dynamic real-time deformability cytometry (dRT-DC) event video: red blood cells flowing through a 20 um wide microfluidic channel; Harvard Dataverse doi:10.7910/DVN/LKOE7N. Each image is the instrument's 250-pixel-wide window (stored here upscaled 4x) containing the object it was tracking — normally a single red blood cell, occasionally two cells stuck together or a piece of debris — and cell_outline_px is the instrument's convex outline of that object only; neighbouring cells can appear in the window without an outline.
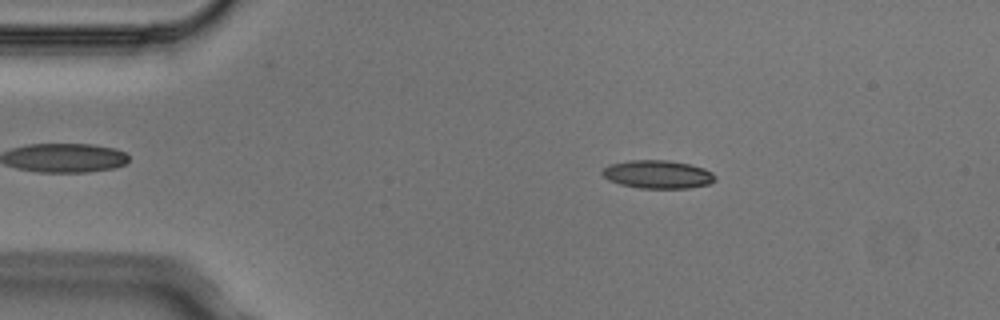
{"species": "Egyptian fruit bat (a non-hibernating species)", "species_latin": "Rousettus aegyptiacus", "temperature_condition": "cold", "stored_images_in_passage": 6, "camera_frame_rate_fps": 3000, "um_per_image_px": 0.085, "animal": {"sex": "male"}, "frame": {"image": 1, "passage_image": 2, "time_ms": 0.333, "image_size_px": [1000, 320], "cell_outline_px": [[716, 180], [708, 184], [688, 188], [640, 188], [620, 184], [608, 180], [600, 172], [608, 164], [628, 160], [668, 160], [688, 164], [704, 168], [712, 172], [716, 176]], "centroid_in_image_um": [55.89, 14.81], "position_along_channel_um": 29.1, "area_um2": 18.61}}
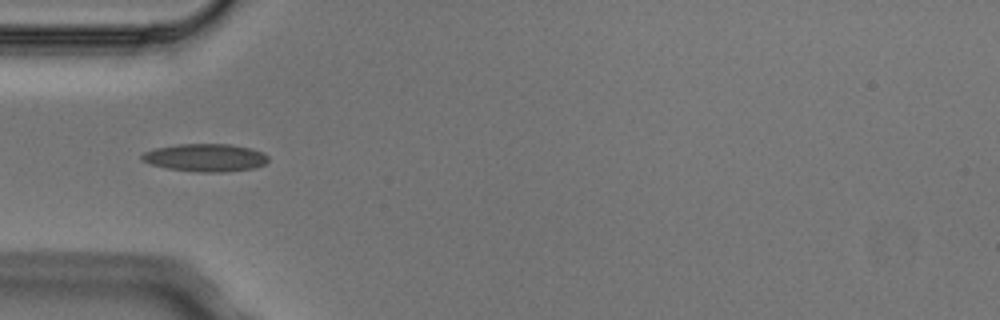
{"frame": {"image": 2, "passage_image": 4, "time_ms": 1.0, "image_size_px": [1000, 320], "cell_outline_px": [[268, 160], [264, 164], [256, 168], [220, 172], [196, 172], [164, 168], [148, 164], [140, 160], [140, 156], [144, 152], [156, 148], [176, 144], [228, 144], [252, 148], [264, 152], [268, 156]], "centroid_in_image_um": [17.43, 13.4], "position_along_channel_um": 67.6, "area_um2": 20.75}}
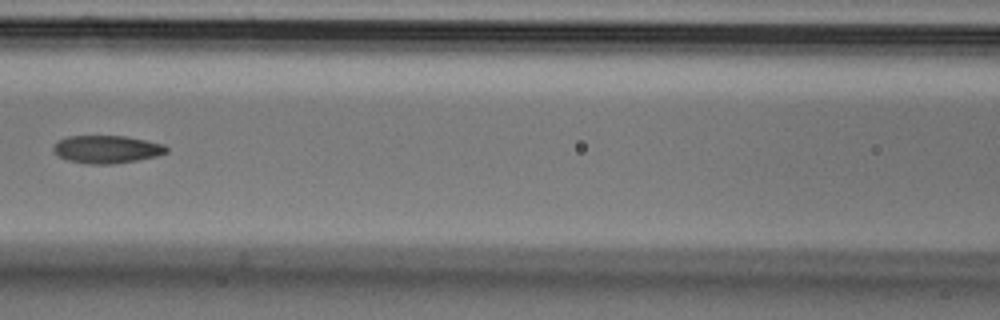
{"frame": {"image": 3, "passage_image": 6, "time_ms": 1.667, "image_size_px": [1000, 320], "cell_outline_px": [[168, 152], [156, 156], [136, 160], [112, 164], [88, 164], [68, 160], [60, 156], [52, 148], [52, 144], [56, 140], [68, 136], [124, 136], [164, 144], [168, 148]], "centroid_in_image_um": [9.05, 12.68], "position_along_channel_um": 157.6, "area_um2": 18.26}}